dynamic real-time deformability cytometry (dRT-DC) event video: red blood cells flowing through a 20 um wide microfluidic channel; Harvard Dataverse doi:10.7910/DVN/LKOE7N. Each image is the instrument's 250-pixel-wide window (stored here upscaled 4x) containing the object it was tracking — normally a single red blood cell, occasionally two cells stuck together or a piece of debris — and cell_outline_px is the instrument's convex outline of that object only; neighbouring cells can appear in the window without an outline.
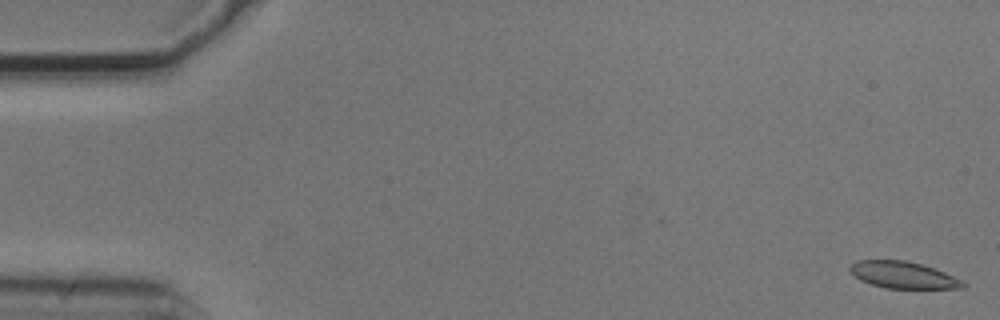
{"species": "common noctule bat (a hibernating species)", "species_latin": "Nyctalus noctula", "temperature_condition": "cold", "stored_images_in_passage": 4, "camera_frame_rate_fps": 3000, "um_per_image_px": 0.085, "animal": {"sex": "male", "body_mass_g": 20.5, "forearm_length_mm": 52.5}, "frame": {"image": 1, "passage_image": 1, "time_ms": 0.0, "image_size_px": [1000, 320], "cell_outline_px": [[968, 284], [964, 288], [884, 288], [860, 280], [848, 268], [856, 260], [904, 260], [920, 264], [944, 272]], "centroid_in_image_um": [76.75, 23.37], "position_along_channel_um": 8.2, "area_um2": 17.34}}